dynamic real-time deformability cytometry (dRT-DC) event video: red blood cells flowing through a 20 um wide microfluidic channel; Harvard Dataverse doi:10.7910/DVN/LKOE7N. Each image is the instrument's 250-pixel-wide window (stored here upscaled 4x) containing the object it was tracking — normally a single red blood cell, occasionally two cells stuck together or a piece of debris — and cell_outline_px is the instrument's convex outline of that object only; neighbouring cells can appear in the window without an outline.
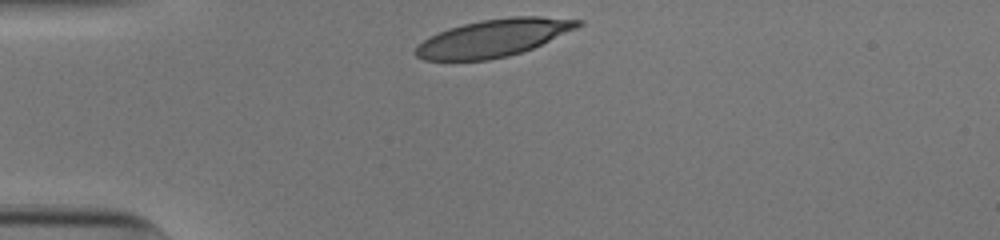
{"species": "human", "species_latin": "Homo sapiens", "temperature_condition": "cold", "stored_images_in_passage": 30, "camera_frame_rate_fps": 3000, "um_per_image_px": 0.085, "donor": {"sex": "male"}, "frame": {"image": 1, "passage_image": 1, "time_ms": 0.0, "image_size_px": [1000, 240], "cell_outline_px": [[584, 24], [576, 28], [532, 48], [508, 56], [488, 60], [424, 60], [416, 56], [412, 52], [428, 36], [448, 28], [480, 20], [512, 16], [540, 16], [584, 20]], "centroid_in_image_um": [41.93, 3.22], "position_along_channel_um": 43.1, "area_um2": 35.26}}
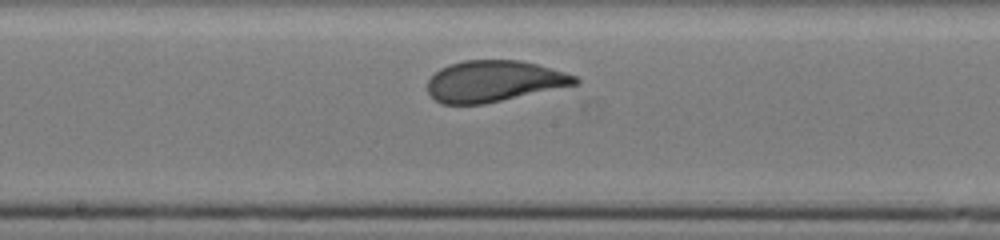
{"frame": {"image": 2, "passage_image": 16, "time_ms": 5.0, "image_size_px": [1000, 240], "cell_outline_px": [[580, 84], [484, 104], [440, 104], [428, 92], [428, 80], [440, 68], [448, 64], [464, 60], [520, 60], [536, 64], [564, 72], [576, 76], [580, 80]], "centroid_in_image_um": [42.0, 6.9], "position_along_channel_um": 206.2, "area_um2": 35.49}}
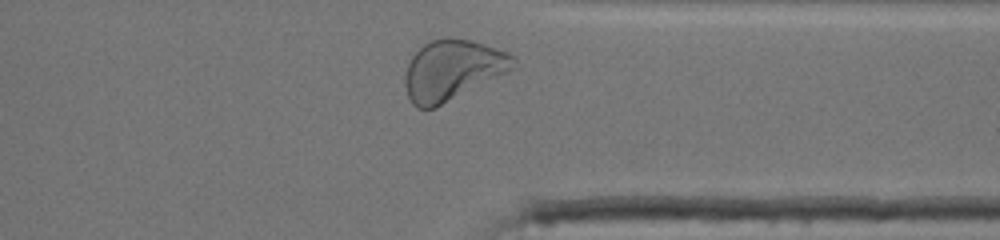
{"frame": {"image": 3, "passage_image": 29, "time_ms": 9.333, "image_size_px": [1000, 240], "cell_outline_px": [[516, 60], [508, 72], [436, 108], [416, 108], [412, 104], [408, 96], [404, 84], [404, 76], [408, 64], [412, 56], [428, 40], [448, 36], [472, 40], [508, 52], [516, 56]], "centroid_in_image_um": [38.44, 5.94], "position_along_channel_um": 373.0, "area_um2": 38.32}, "authors_computed_cell_mechanics": {"area_um2": 35.7204, "velocity_mm_per_s": 3.8727, "shape_relaxation_time_tau1_ms": 3.2339, "shape_relaxation_time_tau2_ms": null, "deformation_change_tau1": 0.1788, "deformation_change_tau2": null}}